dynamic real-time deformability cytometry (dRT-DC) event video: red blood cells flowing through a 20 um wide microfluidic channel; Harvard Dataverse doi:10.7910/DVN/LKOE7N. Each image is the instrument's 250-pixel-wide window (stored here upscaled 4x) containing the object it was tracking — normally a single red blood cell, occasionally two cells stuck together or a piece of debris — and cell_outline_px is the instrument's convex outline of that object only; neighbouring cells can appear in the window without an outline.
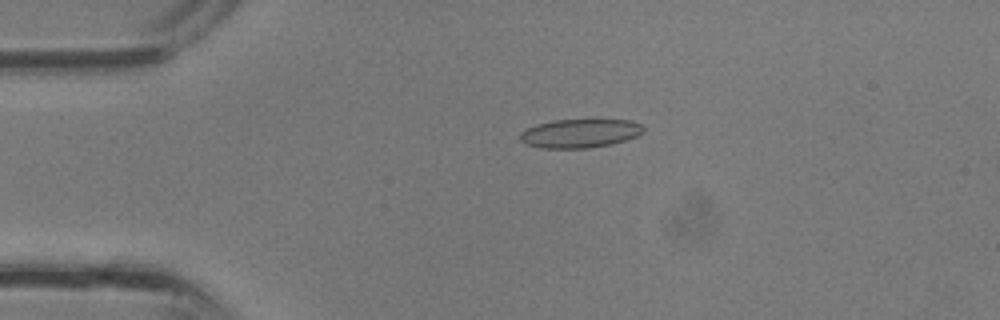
{"species": "common noctule bat (a hibernating species)", "species_latin": "Nyctalus noctula", "temperature_condition": "room temperature", "stored_images_in_passage": 29, "camera_frame_rate_fps": 3000, "um_per_image_px": 0.085, "animal": {"sex": "male", "body_mass_g": 13.3}, "frame": {"image": 1, "passage_image": 1, "time_ms": 0.0, "image_size_px": [1000, 320], "cell_outline_px": [[644, 132], [636, 136], [612, 144], [588, 148], [540, 148], [524, 144], [520, 140], [520, 132], [536, 124], [556, 120], [628, 120], [640, 124], [644, 128]], "centroid_in_image_um": [49.26, 11.34], "position_along_channel_um": 35.7, "area_um2": 20.58}}
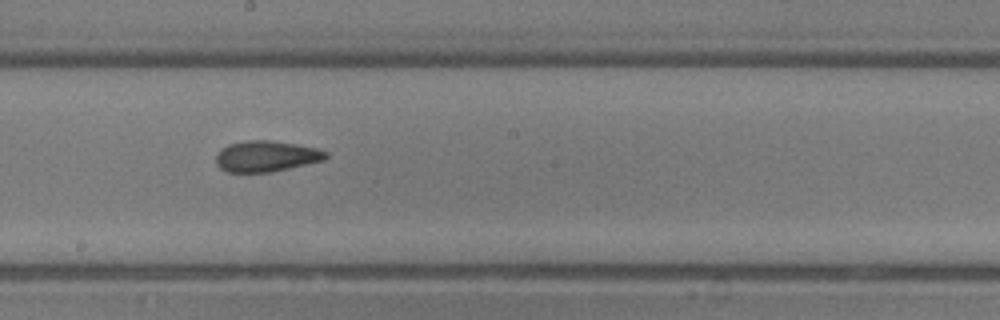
{"frame": {"image": 2, "passage_image": 13, "time_ms": 4.0, "image_size_px": [1000, 320], "cell_outline_px": [[328, 156], [324, 160], [272, 172], [224, 172], [216, 164], [216, 156], [228, 144], [248, 140], [268, 140], [296, 144], [316, 148], [328, 152]], "centroid_in_image_um": [22.63, 13.29], "position_along_channel_um": 225.6, "area_um2": 19.71}}
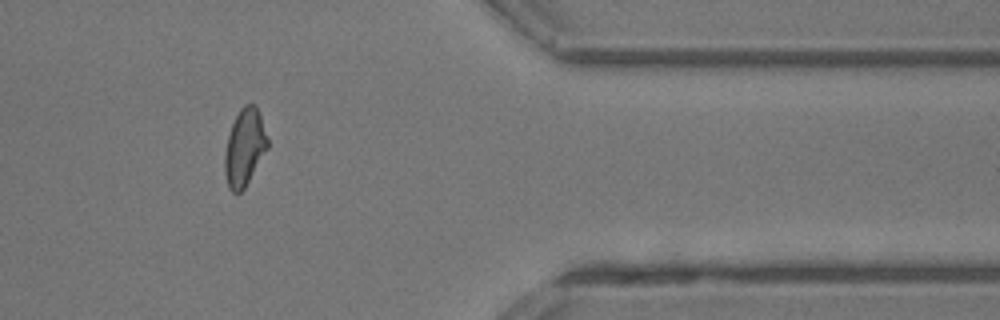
{"frame": {"image": 3, "passage_image": 23, "time_ms": 7.333, "image_size_px": [1000, 320], "cell_outline_px": [[268, 148], [244, 188], [240, 192], [232, 192], [228, 188], [224, 172], [224, 156], [228, 136], [232, 124], [240, 108], [244, 104], [252, 104], [256, 108], [260, 116], [268, 140]], "centroid_in_image_um": [20.77, 12.55], "position_along_channel_um": 390.6, "area_um2": 18.96}}